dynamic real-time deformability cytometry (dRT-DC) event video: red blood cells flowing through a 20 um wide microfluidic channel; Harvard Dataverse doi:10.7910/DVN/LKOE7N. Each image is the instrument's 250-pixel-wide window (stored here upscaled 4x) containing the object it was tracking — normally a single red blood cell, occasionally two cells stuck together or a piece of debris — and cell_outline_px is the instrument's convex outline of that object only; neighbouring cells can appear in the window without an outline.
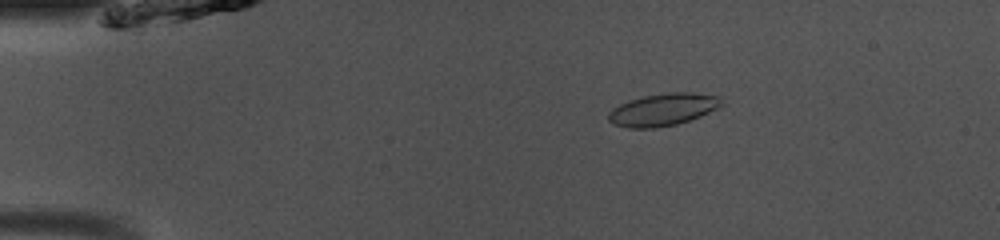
{"species": "common noctule bat (a hibernating species)", "species_latin": "Nyctalus noctula", "temperature_condition": "room temperature", "stored_images_in_passage": 49, "camera_frame_rate_fps": 3000, "um_per_image_px": 0.085, "animal": {"sex": "male", "body_mass_g": 13.0, "forearm_length_mm": 53.1}, "frame": {"image": 1, "passage_image": 9, "time_ms": 2.667, "image_size_px": [1000, 240], "cell_outline_px": [[724, 104], [700, 116], [676, 124], [656, 128], [628, 128], [612, 124], [608, 120], [608, 112], [612, 108], [620, 104], [644, 96], [668, 92], [692, 92], [716, 96]], "centroid_in_image_um": [56.3, 9.32], "position_along_channel_um": 28.7, "area_um2": 21.1}}
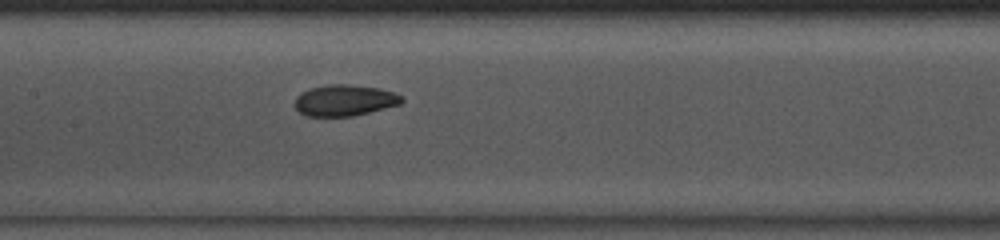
{"frame": {"image": 2, "passage_image": 24, "time_ms": 7.667, "image_size_px": [1000, 240], "cell_outline_px": [[404, 100], [400, 104], [352, 116], [308, 116], [300, 112], [296, 108], [296, 96], [300, 92], [312, 88], [328, 84], [344, 84], [380, 88], [404, 96]], "centroid_in_image_um": [29.3, 8.52], "position_along_channel_um": 178.1, "area_um2": 19.25}}
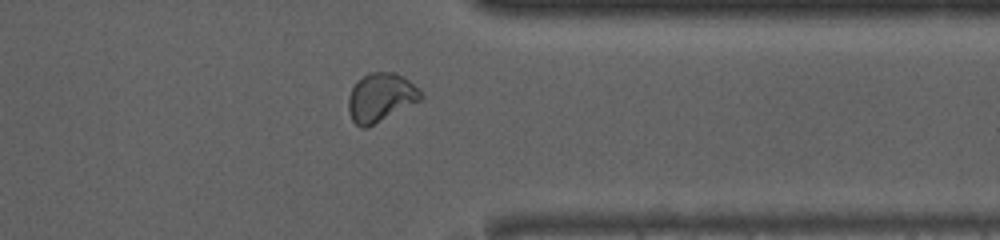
{"frame": {"image": 3, "passage_image": 39, "time_ms": 12.667, "image_size_px": [1000, 240], "cell_outline_px": [[424, 96], [420, 100], [368, 128], [360, 128], [352, 120], [348, 112], [348, 96], [356, 80], [372, 72], [396, 72], [408, 80]], "centroid_in_image_um": [32.31, 8.3], "position_along_channel_um": 379.1, "area_um2": 20.46}, "authors_computed_cell_mechanics": {"area_um2": 20.1722, "velocity_mm_per_s": 4.0781, "shape_relaxation_time_tau1_ms": null, "shape_relaxation_time_tau2_ms": 0.9196, "deformation_change_tau1": null, "deformation_change_tau2": 0.0401}}